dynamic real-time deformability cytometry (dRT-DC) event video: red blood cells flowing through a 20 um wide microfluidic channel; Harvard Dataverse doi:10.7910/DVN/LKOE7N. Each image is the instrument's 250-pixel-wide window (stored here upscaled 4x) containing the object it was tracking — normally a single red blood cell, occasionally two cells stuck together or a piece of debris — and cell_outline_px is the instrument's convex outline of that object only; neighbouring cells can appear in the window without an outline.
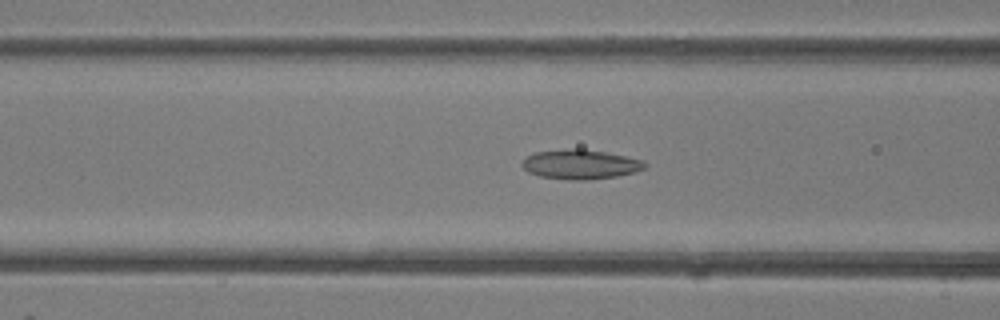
{"species": "common noctule bat (a hibernating species)", "species_latin": "Nyctalus noctula", "temperature_condition": "room temperature", "stored_images_in_passage": 41, "camera_frame_rate_fps": 3000, "um_per_image_px": 0.085, "animal": {"sex": "female"}, "frame": {"image": 1, "passage_image": 16, "time_ms": 5.0, "image_size_px": [1000, 320], "cell_outline_px": [[648, 164], [644, 168], [636, 172], [616, 176], [588, 180], [568, 180], [540, 176], [528, 172], [520, 164], [528, 156], [536, 152], [576, 148], [580, 148], [608, 152], [644, 160]], "centroid_in_image_um": [49.37, 13.97], "position_along_channel_um": 117.2, "area_um2": 21.21}}
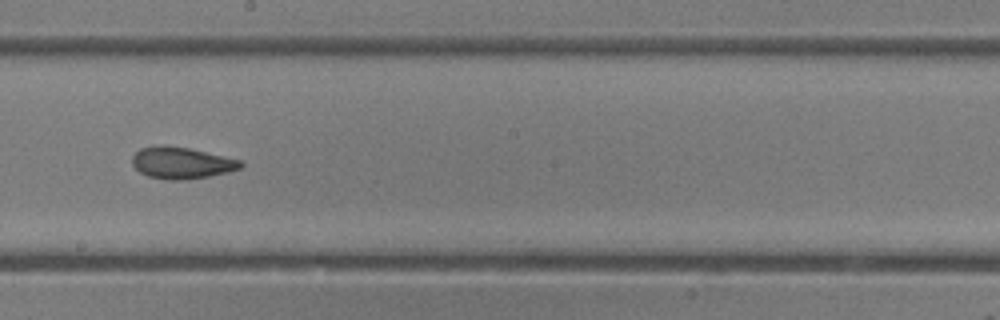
{"frame": {"image": 2, "passage_image": 23, "time_ms": 7.333, "image_size_px": [1000, 320], "cell_outline_px": [[244, 164], [240, 168], [228, 172], [208, 176], [184, 180], [172, 180], [148, 176], [140, 172], [132, 164], [132, 156], [140, 148], [160, 144], [164, 144], [188, 148], [240, 160]], "centroid_in_image_um": [15.4, 13.83], "position_along_channel_um": 232.8, "area_um2": 19.88}}
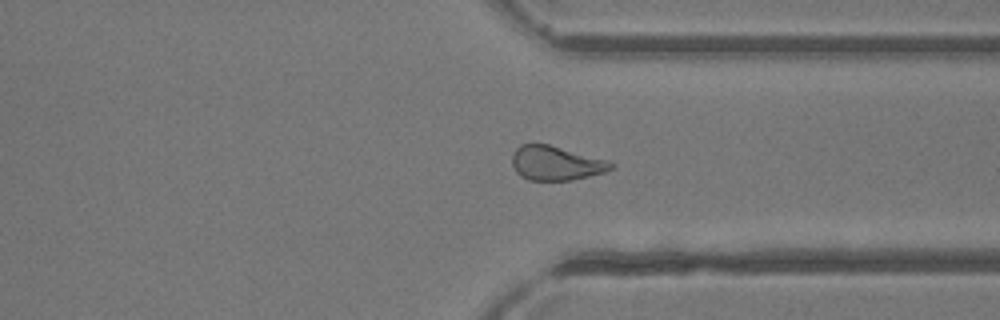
{"frame": {"image": 3, "passage_image": 31, "time_ms": 10.0, "image_size_px": [1000, 320], "cell_outline_px": [[616, 164], [612, 168], [604, 172], [572, 180], [528, 180], [520, 176], [516, 172], [512, 164], [512, 152], [520, 144], [548, 144], [608, 160]], "centroid_in_image_um": [47.23, 13.87], "position_along_channel_um": 364.2, "area_um2": 19.77}}